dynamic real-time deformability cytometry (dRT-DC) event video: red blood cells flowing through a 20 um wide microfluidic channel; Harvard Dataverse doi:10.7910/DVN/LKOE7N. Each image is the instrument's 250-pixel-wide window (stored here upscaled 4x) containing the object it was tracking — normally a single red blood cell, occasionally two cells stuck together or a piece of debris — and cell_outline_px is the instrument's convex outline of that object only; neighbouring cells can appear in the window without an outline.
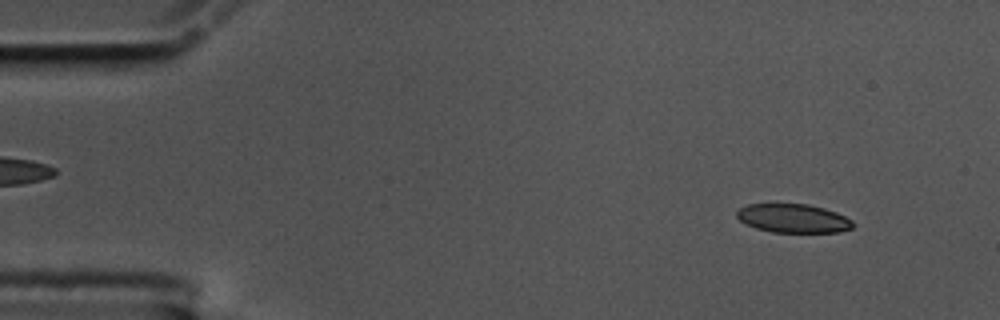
{"species": "common noctule bat (a hibernating species)", "species_latin": "Nyctalus noctula", "temperature_condition": "cold", "stored_images_in_passage": 57, "camera_frame_rate_fps": 3000, "um_per_image_px": 0.085, "animal": {"sex": "male", "body_mass_g": 17.5, "forearm_length_mm": 52.3}, "frame": {"image": 1, "passage_image": 5, "time_ms": 1.333, "image_size_px": [1000, 320], "cell_outline_px": [[856, 224], [852, 228], [840, 232], [772, 232], [756, 228], [744, 224], [736, 216], [736, 212], [740, 208], [748, 204], [808, 204], [824, 208], [836, 212], [852, 220]], "centroid_in_image_um": [67.43, 18.56], "position_along_channel_um": 17.6, "area_um2": 19.54}}
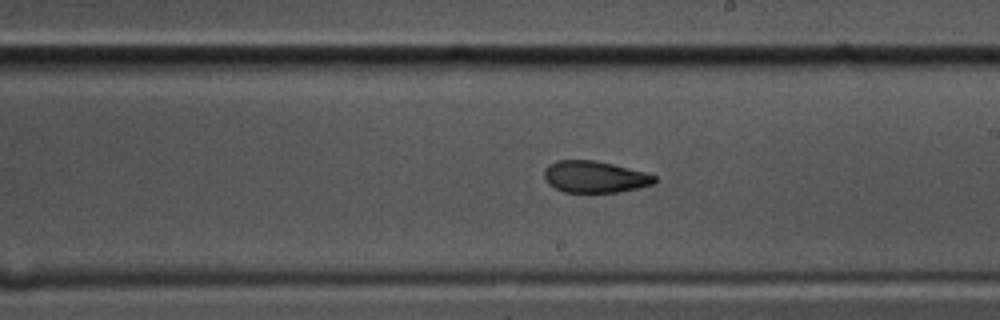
{"frame": {"image": 2, "passage_image": 32, "time_ms": 10.333, "image_size_px": [1000, 320], "cell_outline_px": [[656, 180], [652, 184], [640, 188], [620, 192], [564, 192], [548, 184], [544, 176], [544, 168], [548, 164], [556, 160], [592, 160], [612, 164], [644, 172], [656, 176]], "centroid_in_image_um": [50.53, 15.03], "position_along_channel_um": 238.5, "area_um2": 20.35}}
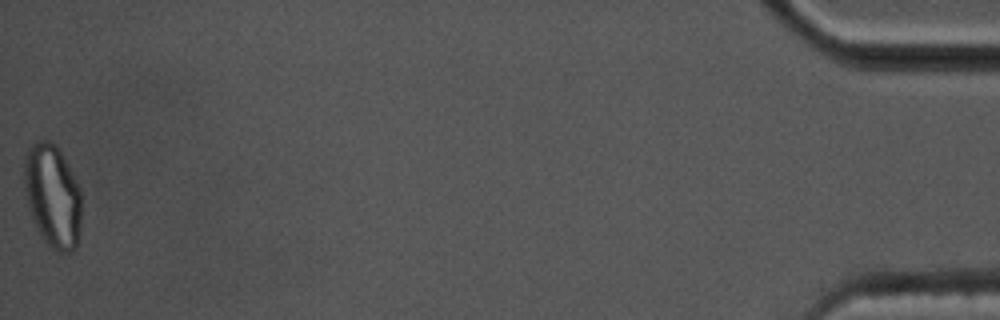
{"frame": {"image": 3, "passage_image": 57, "time_ms": 18.667, "image_size_px": [1000, 320], "cell_outline_px": [[80, 228], [76, 248], [68, 252], [60, 252], [52, 248], [44, 240], [36, 228], [32, 220], [24, 188], [24, 160], [28, 148], [36, 140], [48, 140], [56, 144], [68, 164], [80, 188]], "centroid_in_image_um": [4.46, 16.63], "position_along_channel_um": 430.7, "area_um2": 34.51}, "authors_computed_cell_mechanics": {"area_um2": 21.2704, "velocity_mm_per_s": 3.4868, "shape_relaxation_time_tau1_ms": null, "shape_relaxation_time_tau2_ms": 4.1402, "deformation_change_tau1": null, "deformation_change_tau2": 0.0917}}